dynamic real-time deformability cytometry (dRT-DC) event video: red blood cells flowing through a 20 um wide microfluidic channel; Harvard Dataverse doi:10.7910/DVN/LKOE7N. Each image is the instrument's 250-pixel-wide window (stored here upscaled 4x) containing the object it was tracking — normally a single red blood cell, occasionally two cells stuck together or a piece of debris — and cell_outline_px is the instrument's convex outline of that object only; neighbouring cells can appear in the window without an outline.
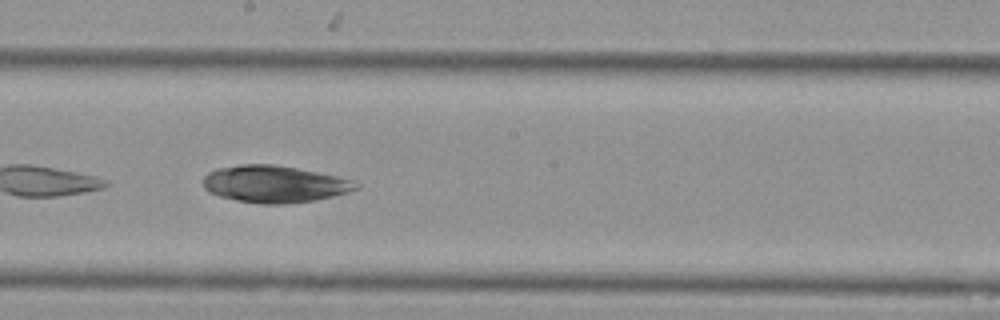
{"species": "Egyptian fruit bat (a non-hibernating species)", "species_latin": "Rousettus aegyptiacus", "temperature_condition": "cold", "stored_images_in_passage": 38, "camera_frame_rate_fps": 3000, "um_per_image_px": 0.085, "animal": {"sex": "female"}, "frame": {"image": 1, "passage_image": 17, "time_ms": 5.333, "image_size_px": [1000, 320], "cell_outline_px": [[360, 188], [348, 192], [316, 200], [284, 204], [264, 204], [236, 200], [220, 196], [208, 192], [204, 188], [204, 176], [208, 172], [216, 168], [240, 164], [276, 164], [336, 176], [352, 180], [360, 184]], "centroid_in_image_um": [23.32, 15.64], "position_along_channel_um": 224.9, "area_um2": 32.95}}
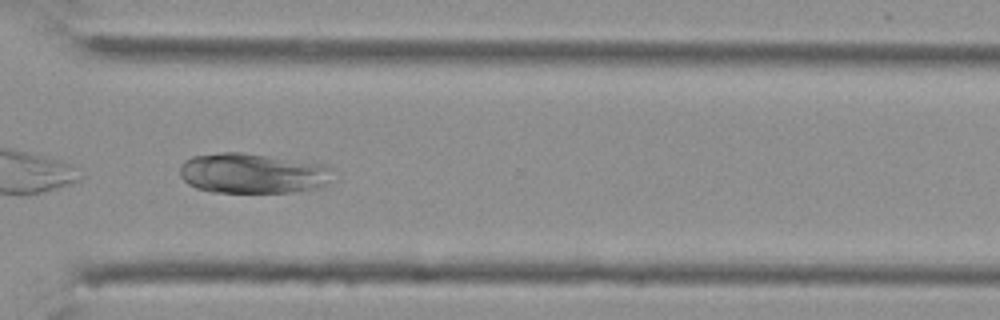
{"frame": {"image": 2, "passage_image": 27, "time_ms": 8.667, "image_size_px": [1000, 320], "cell_outline_px": [[328, 184], [320, 188], [292, 192], [212, 192], [196, 188], [188, 184], [180, 176], [180, 164], [184, 160], [192, 156], [220, 152], [244, 152], [328, 164]], "centroid_in_image_um": [21.43, 14.72], "position_along_channel_um": 349.2, "area_um2": 36.07}}